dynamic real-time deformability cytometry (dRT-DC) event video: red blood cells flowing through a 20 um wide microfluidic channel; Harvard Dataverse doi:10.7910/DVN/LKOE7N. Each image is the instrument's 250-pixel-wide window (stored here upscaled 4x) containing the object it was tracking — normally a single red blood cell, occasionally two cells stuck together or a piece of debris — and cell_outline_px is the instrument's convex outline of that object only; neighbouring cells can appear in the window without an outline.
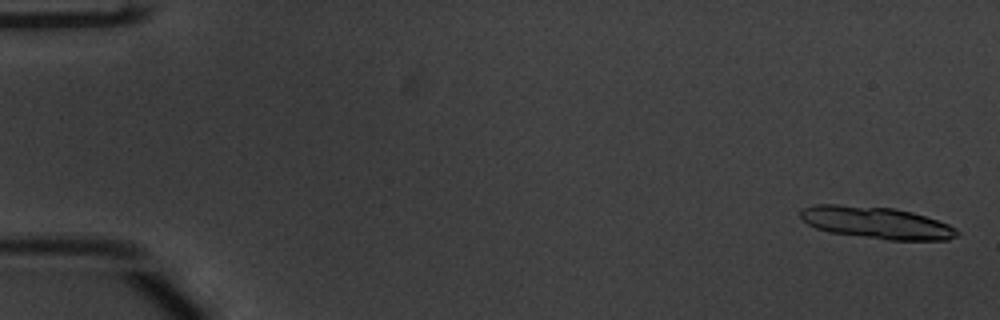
{"species": "common noctule bat (a hibernating species)", "species_latin": "Nyctalus noctula", "temperature_condition": "warm", "stored_images_in_passage": 15, "camera_frame_rate_fps": 3000, "um_per_image_px": 0.085, "animal": {"sex": "male", "body_mass_g": 20.1, "forearm_length_mm": 53.5}, "frame": {"image": 1, "passage_image": 2, "time_ms": 0.333, "image_size_px": [1000, 320], "cell_outline_px": [[960, 232], [956, 236], [948, 240], [888, 240], [828, 232], [816, 228], [808, 224], [800, 216], [800, 212], [804, 208], [816, 204], [836, 204], [896, 208], [912, 212], [948, 224], [956, 228]], "centroid_in_image_um": [74.5, 18.93], "position_along_channel_um": 10.5, "area_um2": 29.19}}